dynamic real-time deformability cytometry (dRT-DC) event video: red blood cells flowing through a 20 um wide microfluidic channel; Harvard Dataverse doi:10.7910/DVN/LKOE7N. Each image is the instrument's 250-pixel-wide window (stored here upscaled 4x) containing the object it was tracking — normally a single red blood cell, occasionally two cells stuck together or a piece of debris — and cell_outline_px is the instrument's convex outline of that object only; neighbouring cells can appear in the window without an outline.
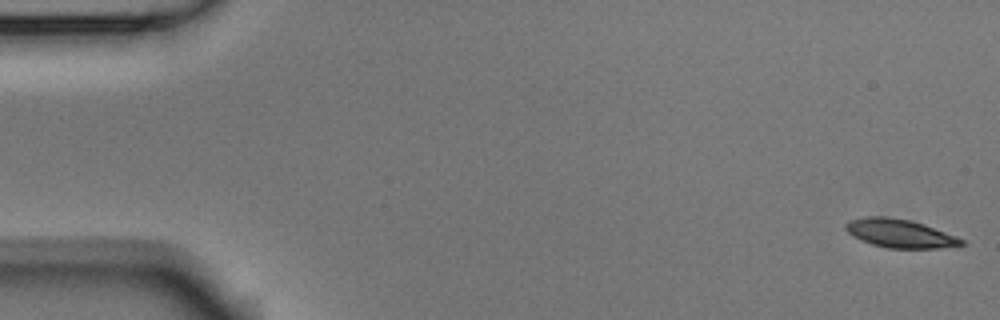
{"species": "Egyptian fruit bat (a non-hibernating species)", "species_latin": "Rousettus aegyptiacus", "temperature_condition": "room temperature", "stored_images_in_passage": 5, "camera_frame_rate_fps": 3000, "um_per_image_px": 0.085, "animal": {"sex": "male"}, "frame": {"image": 1, "passage_image": 1, "time_ms": 0.0, "image_size_px": [1000, 320], "cell_outline_px": [[964, 244], [936, 248], [888, 248], [872, 244], [860, 240], [852, 236], [844, 228], [844, 224], [848, 220], [864, 216], [884, 216], [908, 220], [924, 224], [956, 236], [964, 240]], "centroid_in_image_um": [76.42, 19.83], "position_along_channel_um": 8.6, "area_um2": 19.13}}